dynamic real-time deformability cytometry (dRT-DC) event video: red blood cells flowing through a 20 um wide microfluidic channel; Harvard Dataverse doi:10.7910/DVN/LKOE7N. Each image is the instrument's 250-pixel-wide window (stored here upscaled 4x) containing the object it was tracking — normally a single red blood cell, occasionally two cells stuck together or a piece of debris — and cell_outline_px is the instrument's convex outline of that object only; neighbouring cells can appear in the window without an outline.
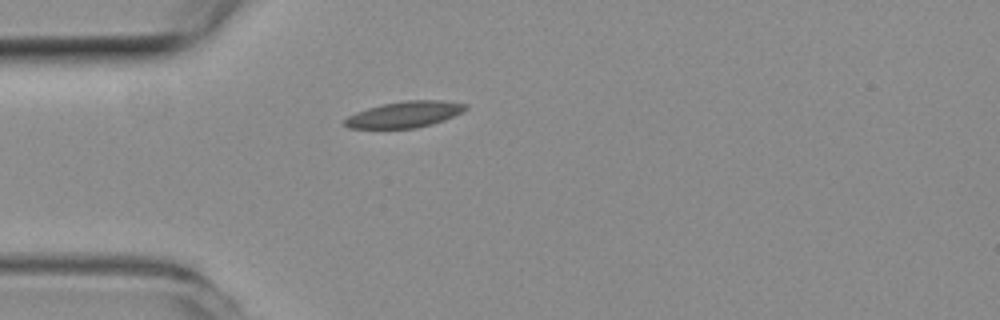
{"species": "common noctule bat (a hibernating species)", "species_latin": "Nyctalus noctula", "temperature_condition": "room temperature", "stored_images_in_passage": 39, "camera_frame_rate_fps": 3000, "um_per_image_px": 0.085, "animal": {"sex": "female", "body_mass_g": 19.3, "forearm_length_mm": 54.1}, "frame": {"image": 1, "passage_image": 1, "time_ms": 0.0, "image_size_px": [1000, 320], "cell_outline_px": [[468, 108], [452, 116], [416, 128], [348, 128], [344, 124], [344, 120], [348, 116], [356, 112], [380, 104], [408, 100], [440, 100], [468, 104]], "centroid_in_image_um": [34.35, 9.71], "position_along_channel_um": 50.7, "area_um2": 18.09}}
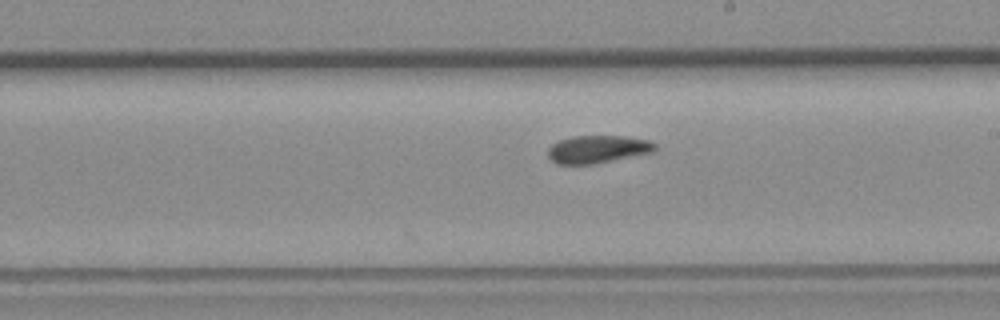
{"frame": {"image": 2, "passage_image": 16, "time_ms": 5.0, "image_size_px": [1000, 320], "cell_outline_px": [[656, 148], [652, 152], [592, 164], [556, 164], [548, 156], [548, 148], [552, 144], [560, 140], [572, 136], [624, 136], [648, 140], [656, 144]], "centroid_in_image_um": [50.77, 12.68], "position_along_channel_um": 238.2, "area_um2": 17.11}}
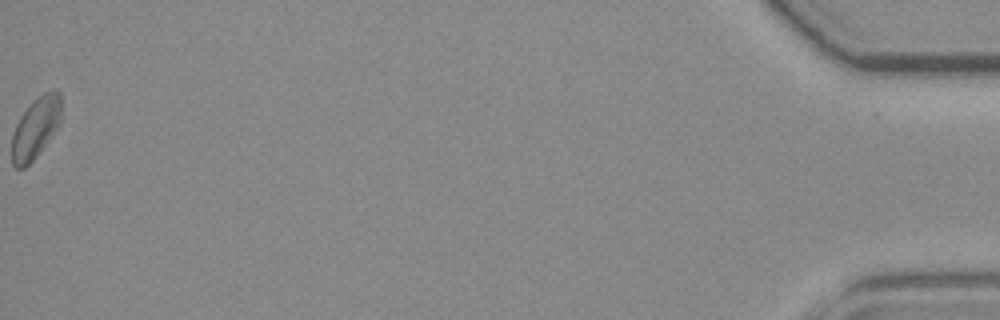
{"frame": {"image": 3, "passage_image": 39, "time_ms": 12.667, "image_size_px": [1000, 320], "cell_outline_px": [[60, 124], [36, 156], [24, 168], [16, 168], [12, 164], [12, 132], [20, 116], [44, 92], [52, 88], [56, 88], [60, 92]], "centroid_in_image_um": [3.03, 10.86], "position_along_channel_um": 432.2, "area_um2": 17.28}}